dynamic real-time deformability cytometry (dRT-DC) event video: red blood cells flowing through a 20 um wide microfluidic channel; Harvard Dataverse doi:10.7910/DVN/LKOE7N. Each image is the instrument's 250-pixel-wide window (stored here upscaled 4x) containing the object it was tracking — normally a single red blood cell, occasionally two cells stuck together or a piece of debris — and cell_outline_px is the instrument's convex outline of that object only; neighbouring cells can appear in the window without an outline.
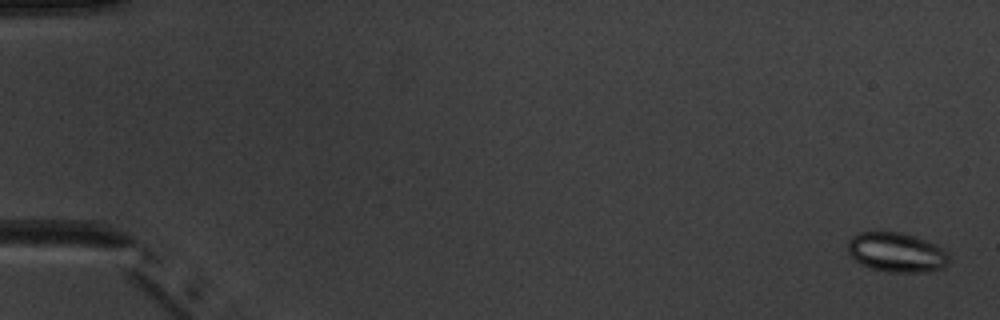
{"species": "common noctule bat (a hibernating species)", "species_latin": "Nyctalus noctula", "temperature_condition": "warm", "stored_images_in_passage": 10, "camera_frame_rate_fps": 3000, "um_per_image_px": 0.085, "animal": {"sex": "male", "body_mass_g": 20.1, "forearm_length_mm": 53.5}, "frame": {"image": 1, "passage_image": 1, "time_ms": 0.0, "image_size_px": [1000, 320], "cell_outline_px": [[948, 264], [944, 268], [932, 272], [888, 272], [868, 268], [860, 264], [848, 252], [848, 240], [852, 236], [860, 232], [900, 232], [916, 236], [936, 244], [948, 256]], "centroid_in_image_um": [76.2, 21.46], "position_along_channel_um": 8.8, "area_um2": 23.47}}
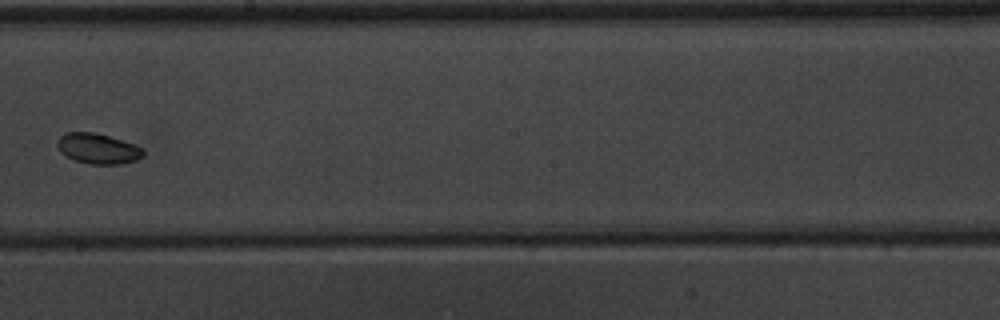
{"frame": {"image": 2, "passage_image": 9, "time_ms": 10.0, "image_size_px": [1000, 320], "cell_outline_px": [[144, 156], [136, 160], [120, 164], [88, 164], [64, 156], [60, 152], [56, 144], [56, 140], [64, 132], [96, 132], [136, 144], [144, 148]], "centroid_in_image_um": [8.32, 12.62], "position_along_channel_um": 239.9, "area_um2": 15.55}}
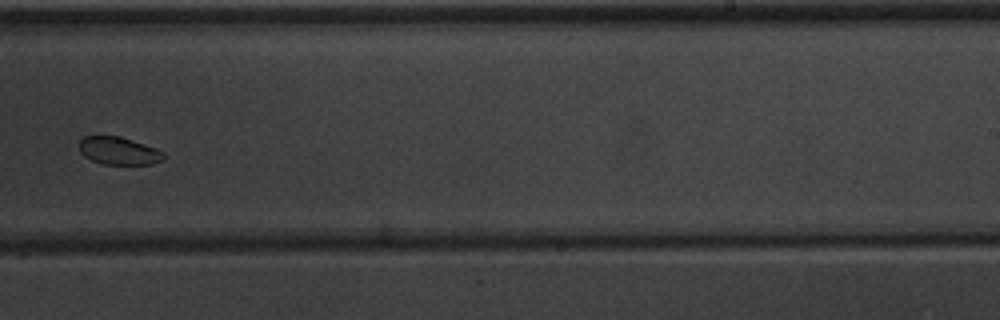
{"frame": {"image": 3, "passage_image": 10, "time_ms": 11.0, "image_size_px": [1000, 320], "cell_outline_px": [[164, 160], [152, 164], [104, 164], [92, 160], [84, 156], [80, 152], [80, 140], [84, 136], [96, 132], [120, 136], [156, 148], [164, 152]], "centroid_in_image_um": [10.05, 12.77], "position_along_channel_um": 278.9, "area_um2": 14.1}}